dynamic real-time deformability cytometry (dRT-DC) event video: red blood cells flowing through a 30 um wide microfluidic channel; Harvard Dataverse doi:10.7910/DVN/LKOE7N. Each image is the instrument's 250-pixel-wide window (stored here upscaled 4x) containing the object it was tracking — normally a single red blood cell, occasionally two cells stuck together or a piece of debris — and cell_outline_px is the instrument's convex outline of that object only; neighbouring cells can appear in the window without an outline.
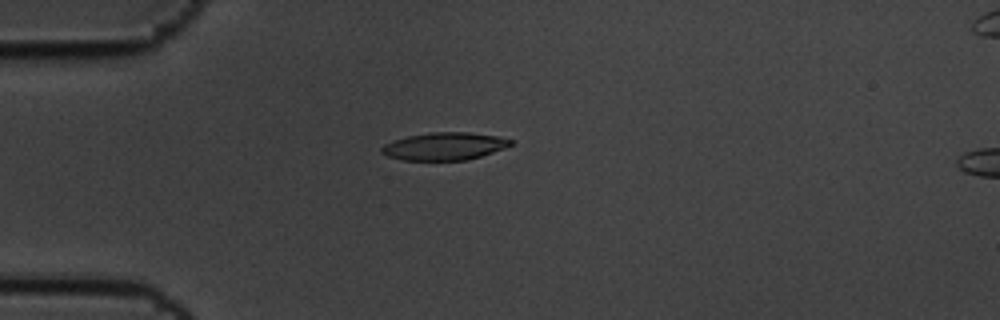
{"species": "common noctule bat (a hibernating species)", "species_latin": "Nyctalus noctula", "temperature_condition": "cold", "stored_images_in_passage": 9, "camera_frame_rate_fps": 3000, "um_per_image_px": 0.085, "animal": {"sex": "male", "body_mass_g": 19.5, "forearm_length_mm": 54.6}, "frame": {"image": 1, "passage_image": 4, "time_ms": 1.0, "image_size_px": [1000, 320], "cell_outline_px": [[512, 144], [504, 148], [480, 156], [464, 160], [404, 160], [388, 156], [380, 152], [380, 148], [384, 144], [392, 140], [408, 136], [428, 132], [468, 132], [496, 136], [512, 140]], "centroid_in_image_um": [37.72, 12.42], "position_along_channel_um": 47.3, "area_um2": 20.63}}
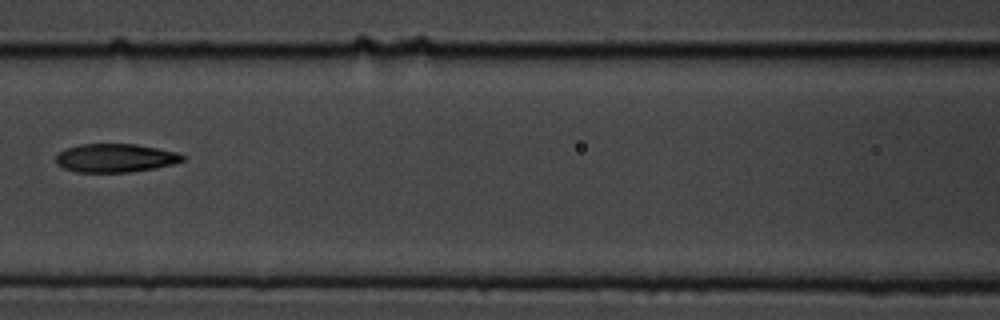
{"frame": {"image": 2, "passage_image": 7, "time_ms": 2.0, "image_size_px": [1000, 320], "cell_outline_px": [[184, 160], [172, 164], [152, 168], [128, 172], [76, 172], [64, 168], [56, 164], [56, 156], [60, 152], [68, 148], [80, 144], [136, 144], [176, 152], [184, 156]], "centroid_in_image_um": [9.77, 13.43], "position_along_channel_um": 156.8, "area_um2": 20.75}}
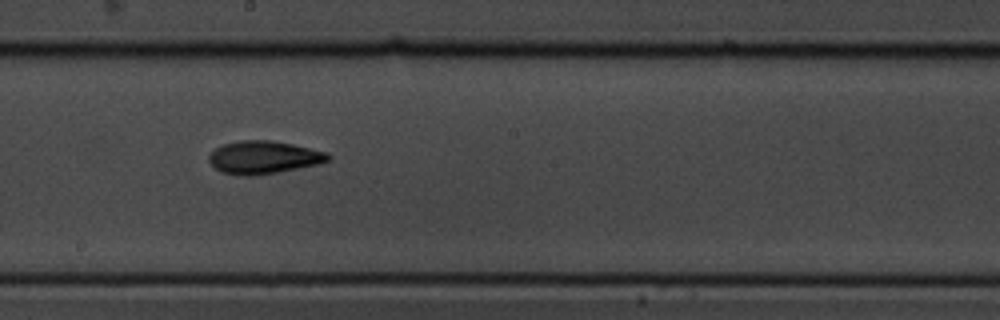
{"frame": {"image": 3, "passage_image": 9, "time_ms": 2.667, "image_size_px": [1000, 320], "cell_outline_px": [[332, 156], [328, 160], [320, 164], [276, 172], [252, 176], [244, 176], [220, 172], [208, 160], [208, 156], [216, 148], [224, 144], [240, 140], [272, 140], [292, 144], [328, 152]], "centroid_in_image_um": [22.42, 13.37], "position_along_channel_um": 225.8, "area_um2": 22.77}}